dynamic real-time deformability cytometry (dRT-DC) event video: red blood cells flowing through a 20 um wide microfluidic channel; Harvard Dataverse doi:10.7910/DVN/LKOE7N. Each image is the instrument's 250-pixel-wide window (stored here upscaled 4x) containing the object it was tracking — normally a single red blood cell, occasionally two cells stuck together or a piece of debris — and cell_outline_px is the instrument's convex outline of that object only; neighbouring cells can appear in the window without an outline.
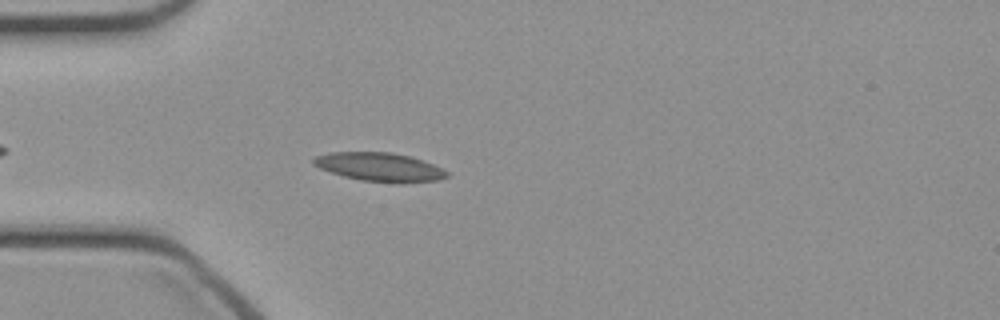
{"species": "common noctule bat (a hibernating species)", "species_latin": "Nyctalus noctula", "temperature_condition": "cold", "stored_images_in_passage": 35, "camera_frame_rate_fps": 3000, "um_per_image_px": 0.085, "animal": {"sex": "female", "body_mass_g": 21.9}, "frame": {"image": 1, "passage_image": 1, "time_ms": 0.0, "image_size_px": [1000, 320], "cell_outline_px": [[448, 176], [440, 180], [396, 184], [360, 180], [344, 176], [320, 168], [312, 164], [312, 160], [316, 156], [328, 152], [392, 152], [412, 156], [424, 160], [448, 172]], "centroid_in_image_um": [32.29, 14.2], "position_along_channel_um": 52.7, "area_um2": 22.54}}
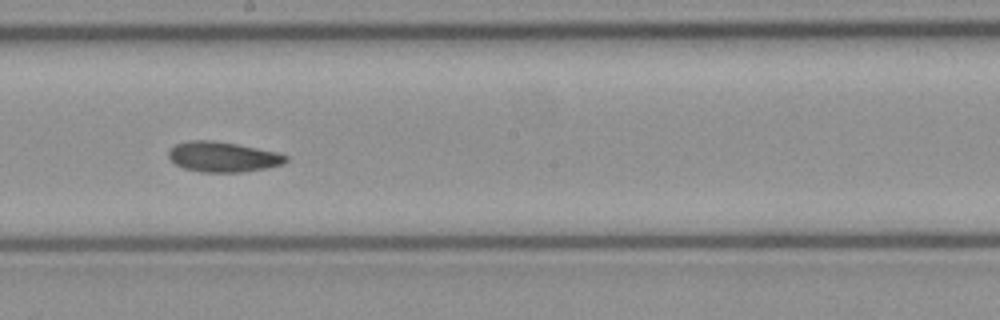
{"frame": {"image": 2, "passage_image": 14, "time_ms": 4.333, "image_size_px": [1000, 320], "cell_outline_px": [[288, 160], [284, 164], [264, 168], [240, 172], [200, 172], [184, 168], [176, 164], [168, 156], [168, 152], [176, 144], [188, 140], [212, 140], [236, 144], [276, 152], [288, 156]], "centroid_in_image_um": [18.94, 13.33], "position_along_channel_um": 229.3, "area_um2": 20.46}}
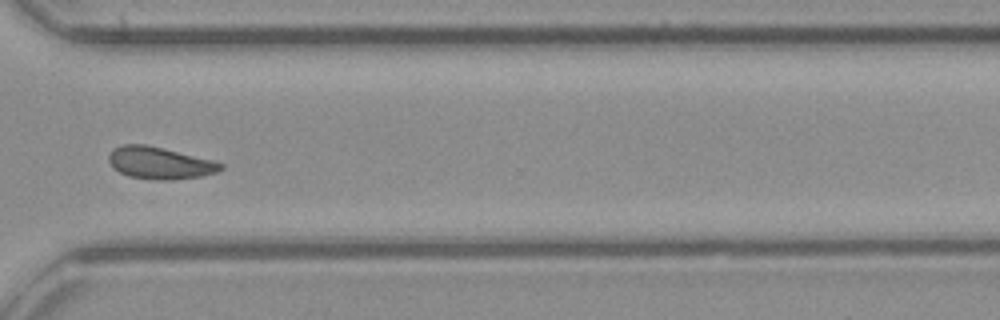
{"frame": {"image": 3, "passage_image": 23, "time_ms": 7.333, "image_size_px": [1000, 320], "cell_outline_px": [[224, 168], [216, 172], [204, 176], [168, 180], [160, 180], [128, 176], [112, 168], [108, 160], [108, 156], [116, 148], [124, 144], [144, 144], [212, 160], [224, 164]], "centroid_in_image_um": [13.58, 13.87], "position_along_channel_um": 357.0, "area_um2": 20.63}}